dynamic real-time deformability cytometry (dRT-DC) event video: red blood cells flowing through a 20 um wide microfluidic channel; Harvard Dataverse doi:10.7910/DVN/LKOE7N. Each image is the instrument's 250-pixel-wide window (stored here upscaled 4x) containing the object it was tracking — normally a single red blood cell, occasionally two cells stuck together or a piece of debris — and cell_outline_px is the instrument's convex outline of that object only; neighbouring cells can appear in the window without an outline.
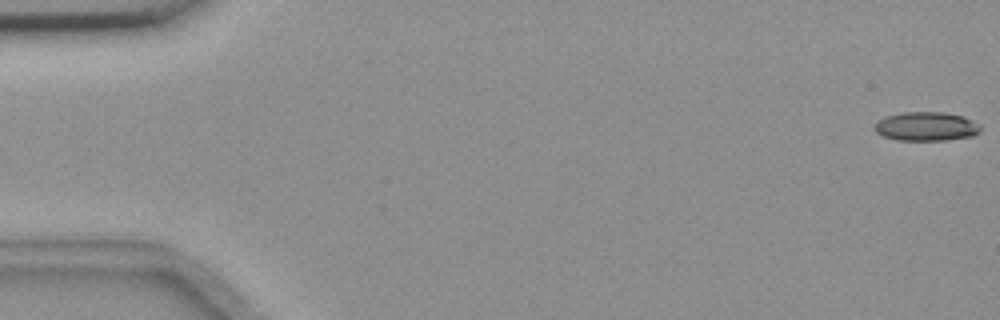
{"species": "common noctule bat (a hibernating species)", "species_latin": "Nyctalus noctula", "temperature_condition": "room temperature", "stored_images_in_passage": 56, "camera_frame_rate_fps": 3000, "um_per_image_px": 0.085, "animal": {"sex": "female", "body_mass_g": 18.4}, "frame": {"image": 1, "passage_image": 1, "time_ms": 0.0, "image_size_px": [1000, 320], "cell_outline_px": [[980, 132], [972, 136], [944, 140], [896, 140], [884, 136], [876, 132], [872, 128], [880, 120], [888, 116], [904, 112], [944, 112], [964, 116], [972, 120], [980, 128]], "centroid_in_image_um": [78.73, 10.75], "position_along_channel_um": 6.3, "area_um2": 17.69}}
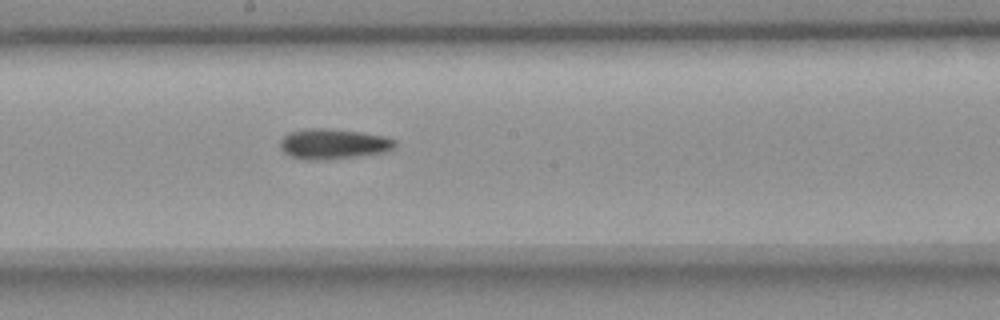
{"frame": {"image": 2, "passage_image": 31, "time_ms": 10.0, "image_size_px": [1000, 320], "cell_outline_px": [[396, 144], [392, 148], [384, 152], [324, 160], [308, 160], [292, 156], [284, 152], [280, 148], [280, 140], [288, 132], [308, 128], [324, 128], [360, 132], [384, 136], [396, 140]], "centroid_in_image_um": [28.29, 12.22], "position_along_channel_um": 219.9, "area_um2": 20.06}}
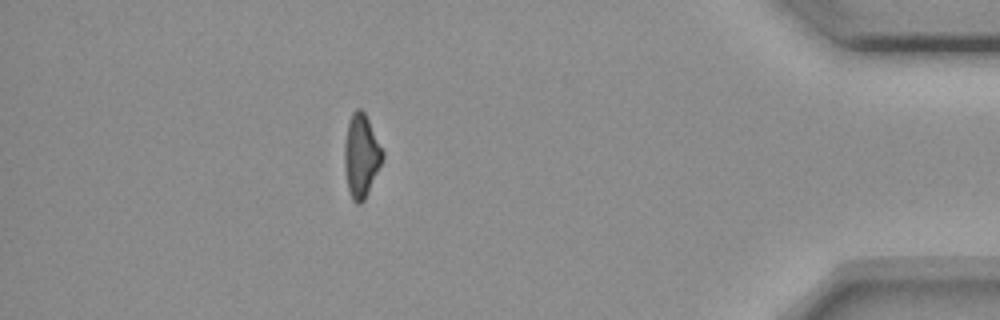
{"frame": {"image": 3, "passage_image": 50, "time_ms": 16.333, "image_size_px": [1000, 320], "cell_outline_px": [[384, 156], [364, 200], [360, 204], [356, 204], [352, 200], [348, 188], [344, 164], [344, 144], [348, 124], [352, 112], [356, 108], [360, 108], [364, 112], [384, 152]], "centroid_in_image_um": [30.69, 13.23], "position_along_channel_um": 404.5, "area_um2": 18.15}, "authors_computed_cell_mechanics": {"area_um2": 19.1607, "velocity_mm_per_s": 3.6499, "shape_relaxation_time_tau1_ms": null, "shape_relaxation_time_tau2_ms": 11.0094, "deformation_change_tau1": null, "deformation_change_tau2": 0.2343}}